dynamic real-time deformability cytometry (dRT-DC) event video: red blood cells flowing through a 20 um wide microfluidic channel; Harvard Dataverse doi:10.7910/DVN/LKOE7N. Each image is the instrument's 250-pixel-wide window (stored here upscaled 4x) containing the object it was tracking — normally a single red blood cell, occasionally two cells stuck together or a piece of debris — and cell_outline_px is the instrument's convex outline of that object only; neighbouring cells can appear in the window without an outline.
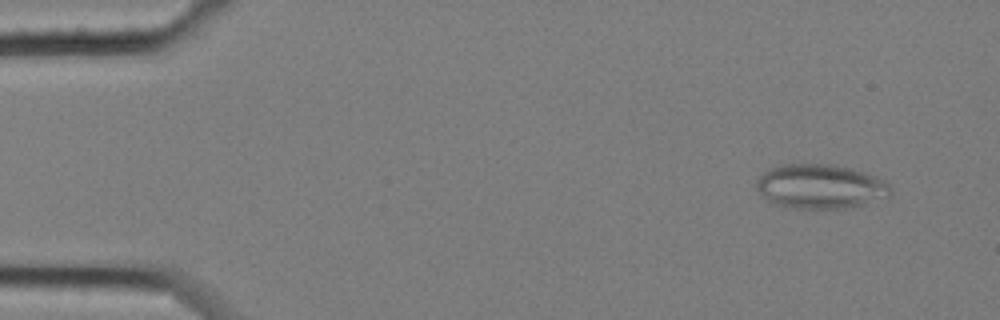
{"species": "common noctule bat (a hibernating species)", "species_latin": "Nyctalus noctula", "temperature_condition": "cold", "stored_images_in_passage": 58, "camera_frame_rate_fps": 3000, "um_per_image_px": 0.085, "animal": {"sex": "female", "body_mass_g": 25.1}, "frame": {"image": 1, "passage_image": 5, "time_ms": 1.333, "image_size_px": [1000, 320], "cell_outline_px": [[892, 196], [864, 204], [844, 208], [792, 208], [776, 204], [768, 200], [756, 188], [756, 180], [768, 168], [780, 164], [832, 164], [852, 168], [876, 176], [884, 180], [892, 188]], "centroid_in_image_um": [69.76, 15.84], "position_along_channel_um": 15.2, "area_um2": 34.85}}
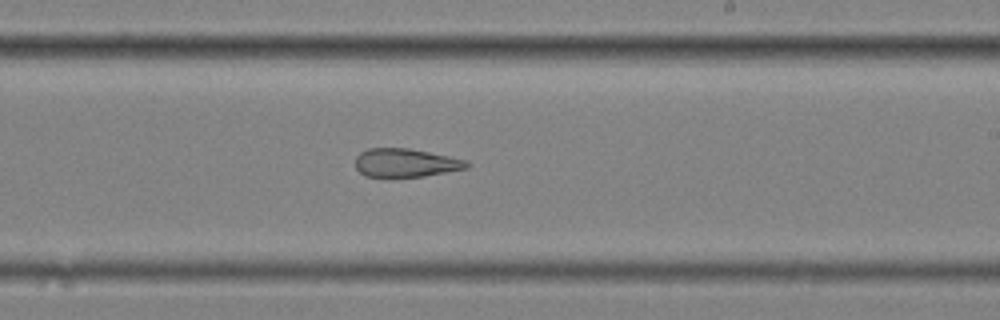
{"frame": {"image": 2, "passage_image": 35, "time_ms": 11.333, "image_size_px": [1000, 320], "cell_outline_px": [[472, 164], [468, 168], [424, 176], [364, 176], [356, 168], [356, 156], [360, 152], [368, 148], [408, 148], [468, 160]], "centroid_in_image_um": [34.5, 13.83], "position_along_channel_um": 254.5, "area_um2": 18.38}}
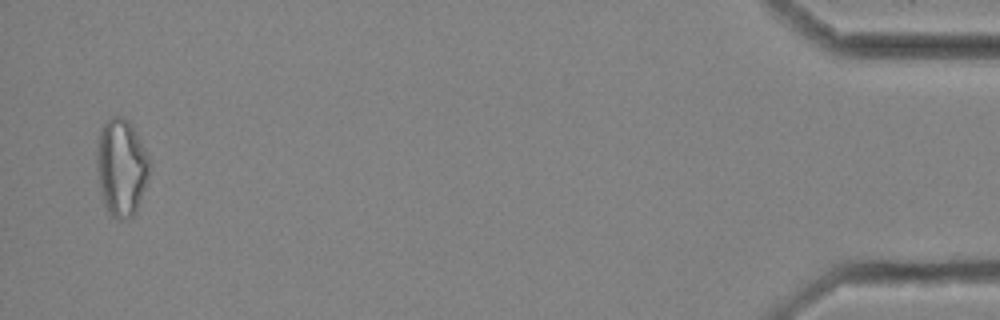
{"frame": {"image": 3, "passage_image": 57, "time_ms": 18.667, "image_size_px": [1000, 320], "cell_outline_px": [[152, 164], [148, 180], [136, 212], [132, 216], [124, 220], [116, 220], [108, 212], [104, 204], [100, 192], [96, 160], [96, 148], [100, 128], [112, 116], [124, 116], [132, 124]], "centroid_in_image_um": [10.32, 14.23], "position_along_channel_um": 424.9, "area_um2": 30.4}, "authors_computed_cell_mechanics": {"area_um2": 25.0852, "velocity_mm_per_s": 3.4754, "shape_relaxation_time_tau1_ms": null, "shape_relaxation_time_tau2_ms": 3.0736, "deformation_change_tau1": null, "deformation_change_tau2": 0.1249}}